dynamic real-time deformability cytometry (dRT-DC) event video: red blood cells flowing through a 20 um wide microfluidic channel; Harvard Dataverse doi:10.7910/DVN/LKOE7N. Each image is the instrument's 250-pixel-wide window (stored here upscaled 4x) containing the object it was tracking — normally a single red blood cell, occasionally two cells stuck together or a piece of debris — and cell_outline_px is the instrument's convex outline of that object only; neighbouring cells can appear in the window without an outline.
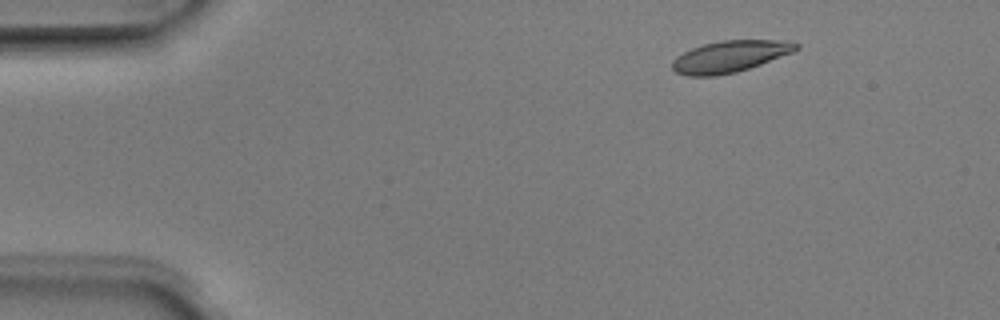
{"species": "Egyptian fruit bat (a non-hibernating species)", "species_latin": "Rousettus aegyptiacus", "temperature_condition": "room temperature", "stored_images_in_passage": 4, "camera_frame_rate_fps": 3000, "um_per_image_px": 0.085, "animal": {"sex": "male"}, "frame": {"image": 1, "passage_image": 2, "time_ms": 0.333, "image_size_px": [1000, 320], "cell_outline_px": [[800, 48], [792, 52], [760, 64], [736, 72], [716, 76], [688, 76], [676, 72], [672, 68], [672, 60], [676, 56], [692, 48], [704, 44], [724, 40], [776, 40], [800, 44]], "centroid_in_image_um": [62.0, 4.8], "position_along_channel_um": 23.0, "area_um2": 22.54}}